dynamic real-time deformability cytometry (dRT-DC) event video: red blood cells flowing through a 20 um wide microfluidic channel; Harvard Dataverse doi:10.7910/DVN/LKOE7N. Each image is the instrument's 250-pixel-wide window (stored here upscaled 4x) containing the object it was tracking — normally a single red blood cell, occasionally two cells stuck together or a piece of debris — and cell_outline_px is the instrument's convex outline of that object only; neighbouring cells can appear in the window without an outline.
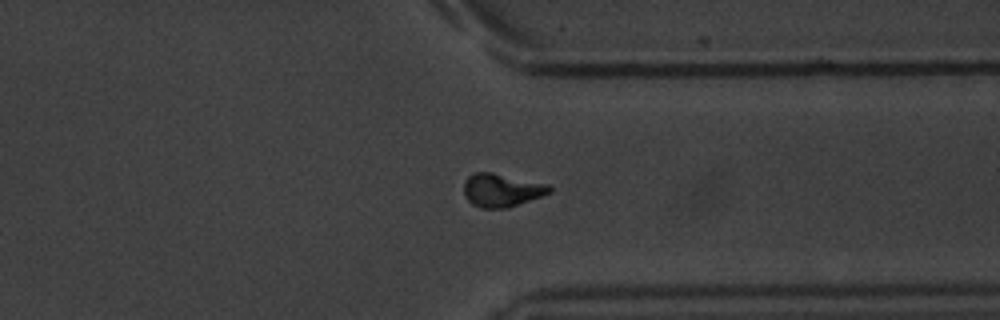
{"species": "common noctule bat (a hibernating species)", "species_latin": "Nyctalus noctula", "temperature_condition": "warm", "stored_images_in_passage": 43, "segment_of_instrument_passage": [1, 2], "camera_frame_rate_fps": 3000, "um_per_image_px": 0.085, "animal": {"sex": "male", "body_mass_g": 20.1, "forearm_length_mm": 53.5}, "frame": {"image": 1, "passage_image": 30, "time_ms": 9.667, "image_size_px": [1000, 320], "cell_outline_px": [[552, 192], [508, 208], [480, 208], [472, 204], [464, 196], [464, 180], [468, 176], [476, 172], [492, 172], [548, 184], [552, 188]], "centroid_in_image_um": [42.62, 16.16], "position_along_channel_um": 368.8, "area_um2": 16.65}}
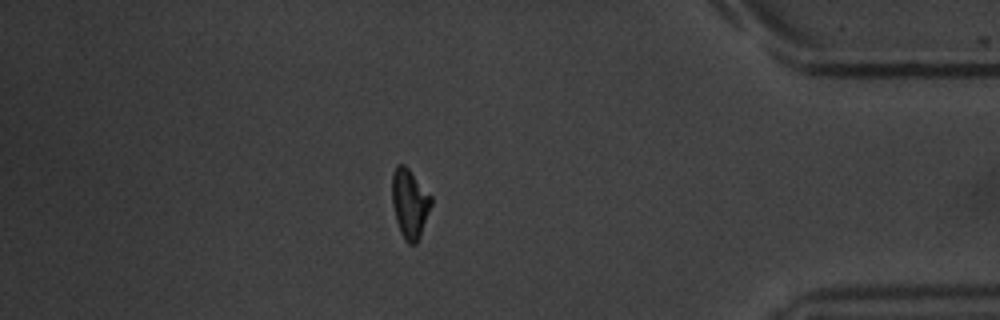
{"frame": {"image": 2, "passage_image": 35, "time_ms": 11.333, "image_size_px": [1000, 320], "cell_outline_px": [[432, 204], [420, 236], [416, 244], [408, 244], [404, 240], [400, 232], [396, 220], [392, 204], [392, 172], [396, 164], [404, 164], [408, 168], [432, 196]], "centroid_in_image_um": [34.82, 17.29], "position_along_channel_um": 400.4, "area_um2": 15.9}}